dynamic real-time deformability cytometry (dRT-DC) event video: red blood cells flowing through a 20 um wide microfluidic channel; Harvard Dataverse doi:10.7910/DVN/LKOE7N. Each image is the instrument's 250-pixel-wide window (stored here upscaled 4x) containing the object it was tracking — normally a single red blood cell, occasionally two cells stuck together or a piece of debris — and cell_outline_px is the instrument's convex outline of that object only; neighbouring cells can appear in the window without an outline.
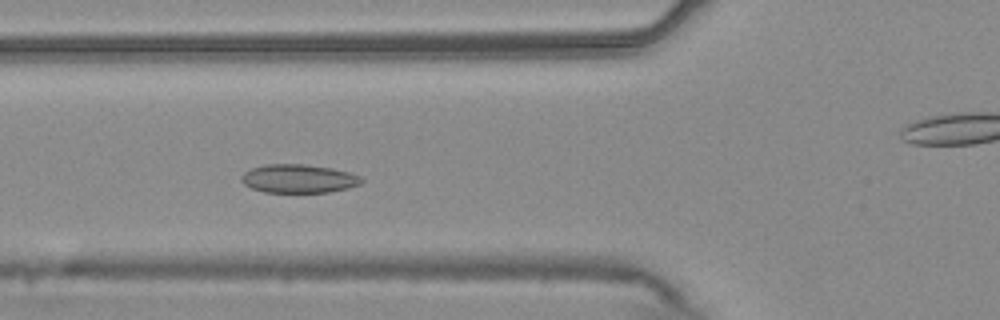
{"species": "common noctule bat (a hibernating species)", "species_latin": "Nyctalus noctula", "temperature_condition": "warm", "stored_images_in_passage": 40, "camera_frame_rate_fps": 3000, "um_per_image_px": 0.085, "animal": {"sex": "male", "body_mass_g": 20.4}, "frame": {"image": 1, "passage_image": 5, "time_ms": 1.333, "image_size_px": [1000, 320], "cell_outline_px": [[364, 180], [360, 184], [348, 188], [328, 192], [264, 192], [252, 188], [244, 184], [240, 180], [240, 176], [244, 172], [252, 168], [268, 164], [304, 164], [332, 168], [348, 172], [360, 176]], "centroid_in_image_um": [25.37, 15.18], "position_along_channel_um": 100.4, "area_um2": 19.94}}
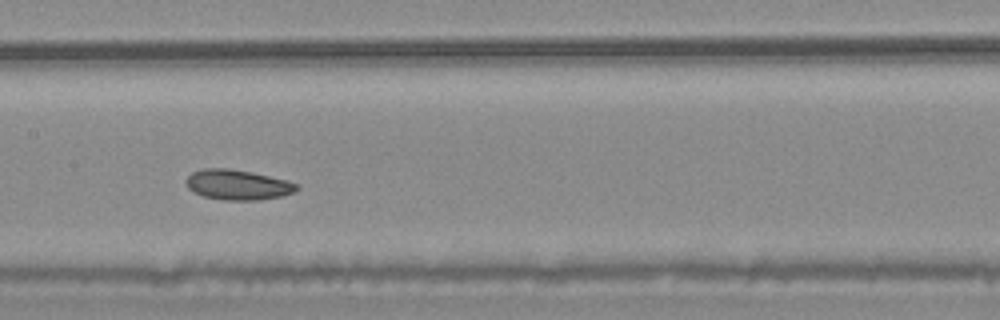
{"frame": {"image": 2, "passage_image": 12, "time_ms": 3.667, "image_size_px": [1000, 320], "cell_outline_px": [[300, 188], [296, 192], [280, 196], [260, 200], [224, 200], [204, 196], [192, 192], [188, 188], [184, 180], [192, 172], [204, 168], [228, 168], [252, 172], [288, 180], [300, 184]], "centroid_in_image_um": [20.23, 15.7], "position_along_channel_um": 187.2, "area_um2": 19.71}}
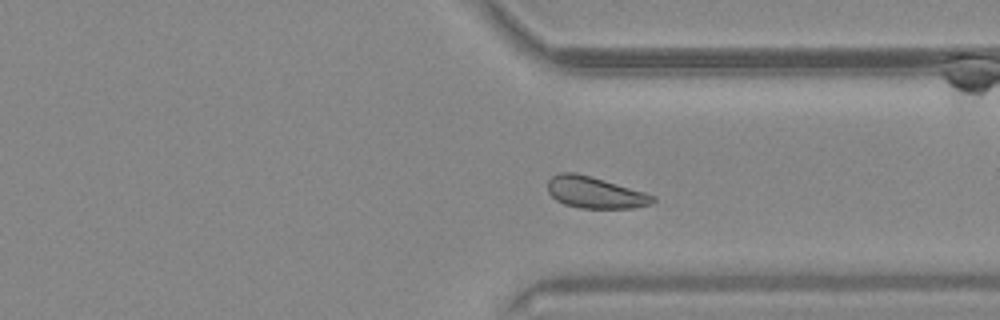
{"frame": {"image": 3, "passage_image": 26, "time_ms": 8.333, "image_size_px": [1000, 320], "cell_outline_px": [[656, 200], [652, 204], [632, 208], [580, 208], [564, 204], [556, 200], [548, 192], [548, 180], [552, 176], [560, 172], [576, 172], [604, 180], [644, 192], [656, 196]], "centroid_in_image_um": [50.57, 16.36], "position_along_channel_um": 360.8, "area_um2": 19.31}}